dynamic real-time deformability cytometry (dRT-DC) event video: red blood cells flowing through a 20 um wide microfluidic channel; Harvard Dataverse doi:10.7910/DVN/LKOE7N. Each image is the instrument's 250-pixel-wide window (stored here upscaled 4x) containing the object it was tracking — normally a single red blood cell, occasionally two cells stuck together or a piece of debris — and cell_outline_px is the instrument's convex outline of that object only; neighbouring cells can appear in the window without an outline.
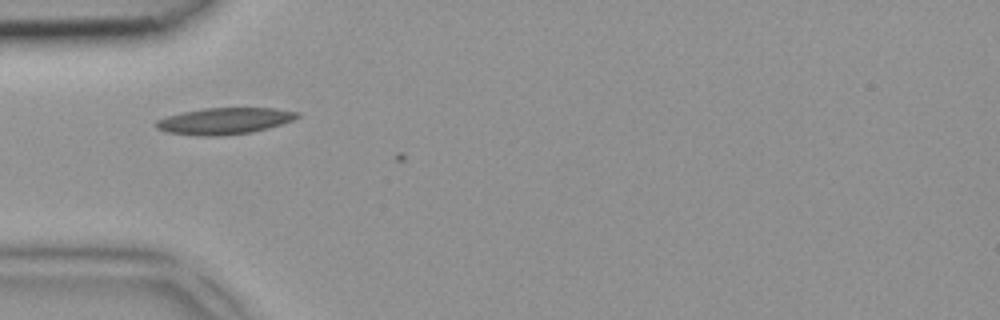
{"species": "common noctule bat (a hibernating species)", "species_latin": "Nyctalus noctula", "temperature_condition": "room temperature", "stored_images_in_passage": 6, "camera_frame_rate_fps": 3000, "um_per_image_px": 0.085, "animal": {"sex": "female", "body_mass_g": 18.4}, "frame": {"image": 1, "passage_image": 4, "time_ms": 1.0, "image_size_px": [1000, 320], "cell_outline_px": [[300, 116], [292, 120], [268, 128], [252, 132], [220, 136], [196, 136], [168, 132], [156, 128], [152, 124], [156, 120], [168, 116], [184, 112], [204, 108], [272, 108], [300, 112]], "centroid_in_image_um": [19.05, 10.29], "position_along_channel_um": 65.9, "area_um2": 21.79}}